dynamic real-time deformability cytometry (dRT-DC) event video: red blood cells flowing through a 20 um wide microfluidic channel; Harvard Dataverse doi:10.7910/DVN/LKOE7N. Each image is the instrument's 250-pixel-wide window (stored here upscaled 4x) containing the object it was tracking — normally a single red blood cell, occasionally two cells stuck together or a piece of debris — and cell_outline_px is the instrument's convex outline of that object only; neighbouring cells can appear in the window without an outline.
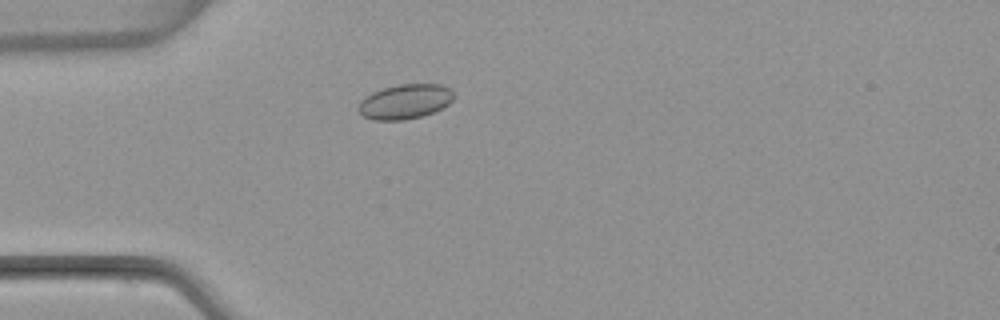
{"species": "common noctule bat (a hibernating species)", "species_latin": "Nyctalus noctula", "temperature_condition": "warm", "stored_images_in_passage": 3, "camera_frame_rate_fps": 3000, "um_per_image_px": 0.085, "animal": {"sex": "female", "body_mass_g": 22.7, "forearm_length_mm": 54.2}, "frame": {"image": 1, "passage_image": 3, "time_ms": 2.333, "image_size_px": [1000, 320], "cell_outline_px": [[452, 100], [448, 104], [432, 112], [420, 116], [404, 120], [376, 120], [364, 116], [356, 108], [360, 100], [372, 92], [384, 88], [400, 84], [440, 84], [452, 88]], "centroid_in_image_um": [34.4, 8.62], "position_along_channel_um": 50.6, "area_um2": 19.13}}